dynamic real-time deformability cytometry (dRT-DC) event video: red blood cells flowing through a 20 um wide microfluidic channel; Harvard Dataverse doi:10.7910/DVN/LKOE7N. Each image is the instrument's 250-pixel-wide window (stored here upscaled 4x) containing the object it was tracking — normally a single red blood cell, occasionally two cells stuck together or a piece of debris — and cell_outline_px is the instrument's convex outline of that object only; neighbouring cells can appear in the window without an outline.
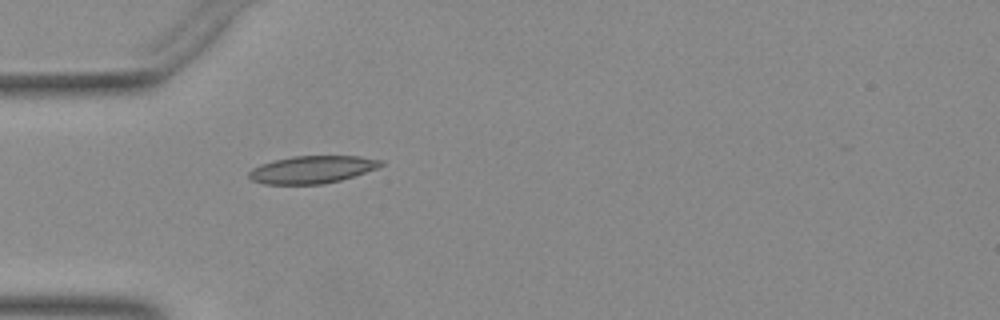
{"species": "Egyptian fruit bat (a non-hibernating species)", "species_latin": "Rousettus aegyptiacus", "temperature_condition": "warm", "stored_images_in_passage": 37, "camera_frame_rate_fps": 3000, "um_per_image_px": 0.085, "animal": {"sex": "female"}, "frame": {"image": 1, "passage_image": 1, "time_ms": 0.0, "image_size_px": [1000, 320], "cell_outline_px": [[384, 164], [376, 168], [340, 180], [324, 184], [264, 184], [252, 180], [248, 176], [248, 172], [252, 168], [260, 164], [272, 160], [292, 156], [360, 156], [384, 160]], "centroid_in_image_um": [26.5, 14.4], "position_along_channel_um": 58.5, "area_um2": 21.15}}
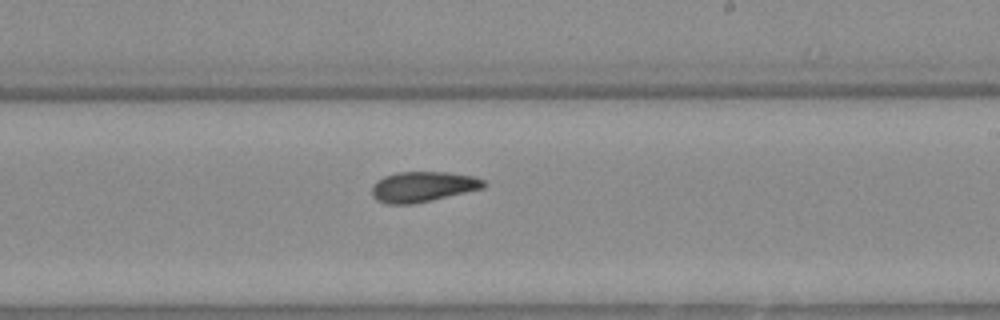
{"frame": {"image": 2, "passage_image": 16, "time_ms": 5.0, "image_size_px": [1000, 320], "cell_outline_px": [[488, 184], [484, 188], [432, 200], [412, 204], [388, 204], [376, 200], [372, 196], [372, 184], [376, 180], [384, 176], [396, 172], [448, 172], [472, 176], [484, 180]], "centroid_in_image_um": [35.93, 15.87], "position_along_channel_um": 253.1, "area_um2": 19.94}}
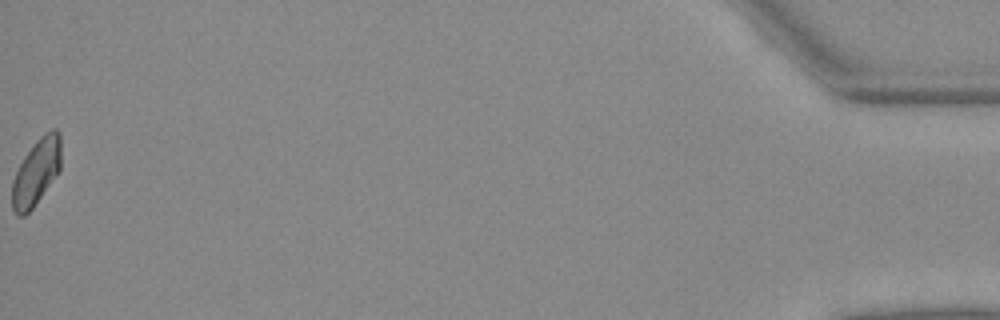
{"frame": {"image": 3, "passage_image": 37, "time_ms": 12.0, "image_size_px": [1000, 320], "cell_outline_px": [[60, 172], [32, 208], [24, 216], [20, 216], [12, 208], [12, 180], [24, 156], [36, 140], [44, 132], [52, 128], [56, 128], [60, 132]], "centroid_in_image_um": [3.1, 14.59], "position_along_channel_um": 432.1, "area_um2": 18.96}}